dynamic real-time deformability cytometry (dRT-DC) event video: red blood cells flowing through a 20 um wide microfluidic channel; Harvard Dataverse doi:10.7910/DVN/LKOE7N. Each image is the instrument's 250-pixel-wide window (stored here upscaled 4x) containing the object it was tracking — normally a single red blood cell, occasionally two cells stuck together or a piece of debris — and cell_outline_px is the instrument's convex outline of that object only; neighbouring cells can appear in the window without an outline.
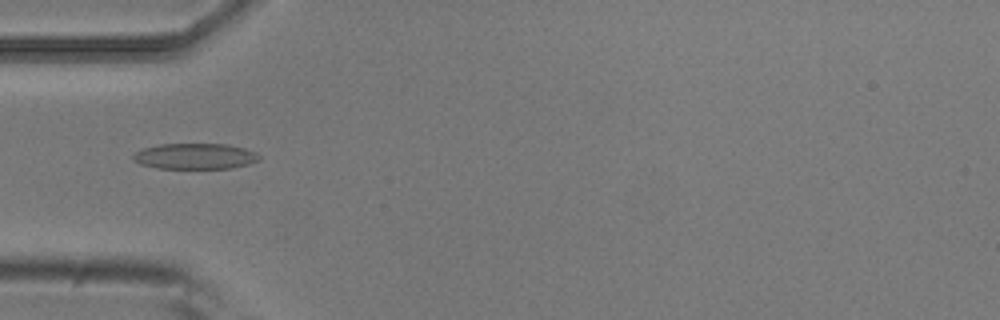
{"species": "common noctule bat (a hibernating species)", "species_latin": "Nyctalus noctula", "temperature_condition": "room temperature", "stored_images_in_passage": 9, "camera_frame_rate_fps": 3000, "um_per_image_px": 0.085, "animal": {"sex": "male", "body_mass_g": 20.5, "forearm_length_mm": 52.5}, "frame": {"image": 1, "passage_image": 6, "time_ms": 1.667, "image_size_px": [1000, 320], "cell_outline_px": [[260, 160], [248, 164], [232, 168], [156, 168], [140, 164], [132, 160], [132, 156], [136, 152], [144, 148], [160, 144], [224, 144], [244, 148], [256, 152], [260, 156]], "centroid_in_image_um": [16.58, 13.28], "position_along_channel_um": 68.4, "area_um2": 18.9}}
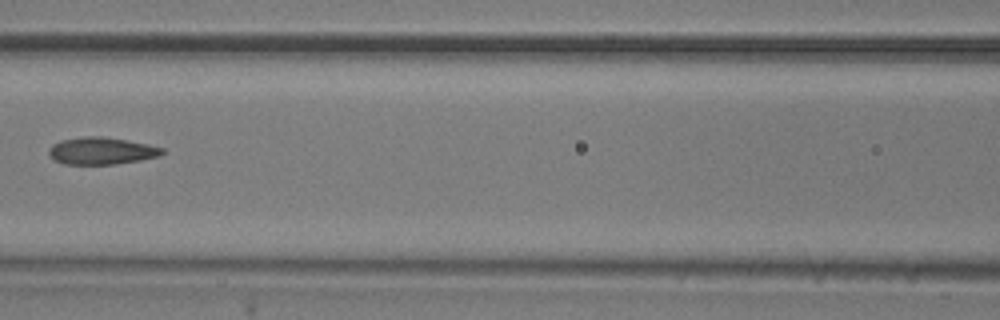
{"frame": {"image": 2, "passage_image": 8, "time_ms": 2.333, "image_size_px": [1000, 320], "cell_outline_px": [[164, 152], [160, 156], [140, 160], [116, 164], [64, 164], [52, 160], [48, 152], [52, 144], [60, 140], [84, 136], [100, 136], [148, 144], [164, 148]], "centroid_in_image_um": [8.6, 12.83], "position_along_channel_um": 158.0, "area_um2": 17.98}}
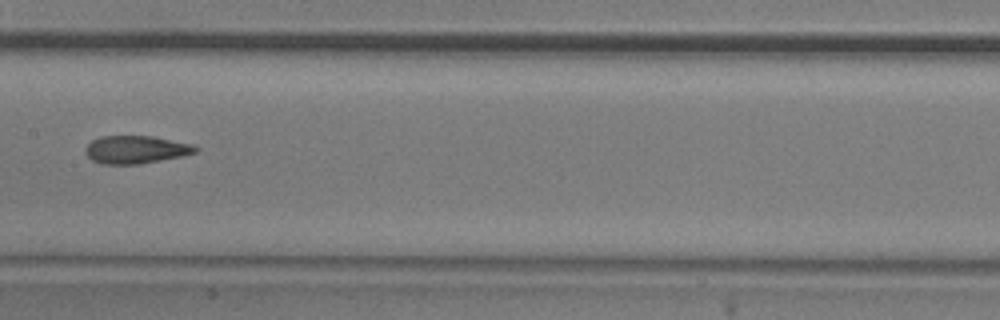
{"frame": {"image": 3, "passage_image": 9, "time_ms": 2.667, "image_size_px": [1000, 320], "cell_outline_px": [[200, 148], [196, 152], [184, 156], [140, 164], [104, 164], [92, 160], [84, 152], [84, 148], [92, 140], [100, 136], [152, 136], [192, 144]], "centroid_in_image_um": [11.55, 12.71], "position_along_channel_um": 195.8, "area_um2": 17.98}}